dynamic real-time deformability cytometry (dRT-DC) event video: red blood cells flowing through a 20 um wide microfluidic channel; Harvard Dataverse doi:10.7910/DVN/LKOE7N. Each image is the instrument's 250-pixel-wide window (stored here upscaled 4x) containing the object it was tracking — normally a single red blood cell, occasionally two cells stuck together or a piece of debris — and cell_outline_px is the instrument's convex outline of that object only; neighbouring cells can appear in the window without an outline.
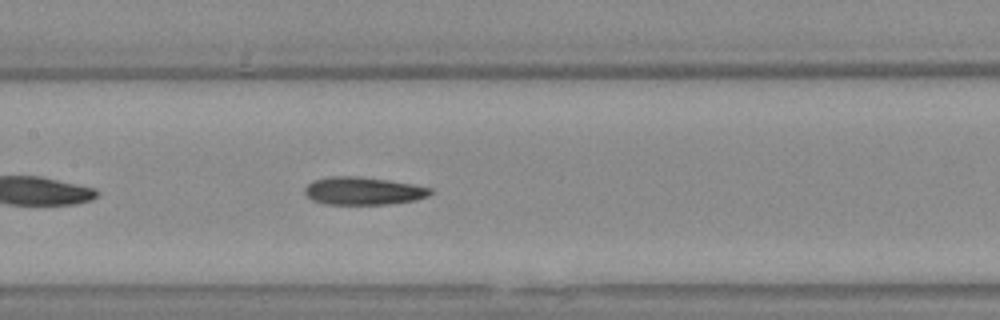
{"species": "Egyptian fruit bat (a non-hibernating species)", "species_latin": "Rousettus aegyptiacus", "temperature_condition": "warm", "stored_images_in_passage": 41, "camera_frame_rate_fps": 3000, "um_per_image_px": 0.085, "animal": {"sex": "female"}, "frame": {"image": 1, "passage_image": 12, "time_ms": 3.667, "image_size_px": [1000, 320], "cell_outline_px": [[432, 192], [428, 196], [416, 200], [388, 204], [324, 204], [312, 200], [304, 192], [304, 188], [312, 180], [328, 176], [360, 176], [388, 180], [412, 184], [432, 188]], "centroid_in_image_um": [30.85, 16.22], "position_along_channel_um": 176.5, "area_um2": 20.46}, "authors_computed_cell_mechanics": {"area_um2": 20.2878, "velocity_mm_per_s": 3.7643, "shape_relaxation_time_tau1_ms": 8.3292, "shape_relaxation_time_tau2_ms": 5.0506, "deformation_change_tau1": 0.2089, "deformation_change_tau2": 0.1454}}